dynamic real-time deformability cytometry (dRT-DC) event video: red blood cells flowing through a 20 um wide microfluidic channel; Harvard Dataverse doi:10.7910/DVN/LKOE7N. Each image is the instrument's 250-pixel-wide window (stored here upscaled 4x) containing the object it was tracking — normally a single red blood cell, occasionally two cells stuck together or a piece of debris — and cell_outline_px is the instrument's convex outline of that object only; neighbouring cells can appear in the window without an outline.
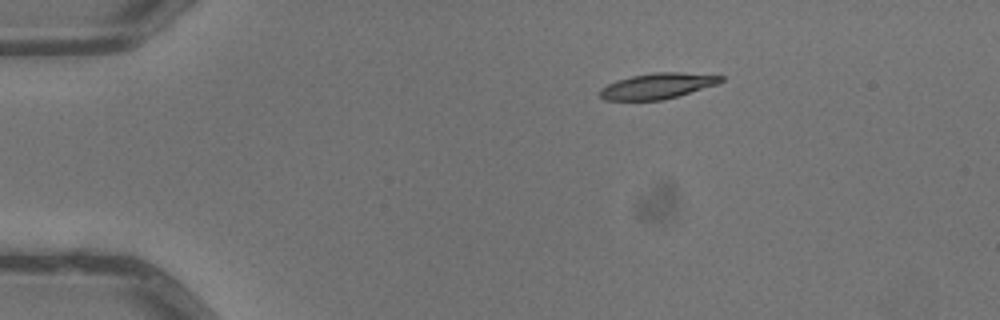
{"species": "common noctule bat (a hibernating species)", "species_latin": "Nyctalus noctula", "temperature_condition": "warm", "stored_images_in_passage": 3, "camera_frame_rate_fps": 3000, "um_per_image_px": 0.085, "animal": {"sex": "male", "body_mass_g": 13.3}, "frame": {"image": 1, "passage_image": 1, "time_ms": 0.0, "image_size_px": [1000, 320], "cell_outline_px": [[724, 80], [716, 84], [676, 96], [660, 100], [604, 100], [600, 96], [600, 88], [616, 80], [632, 76], [656, 72], [680, 72], [724, 76]], "centroid_in_image_um": [55.85, 7.3], "position_along_channel_um": 29.2, "area_um2": 17.8}}
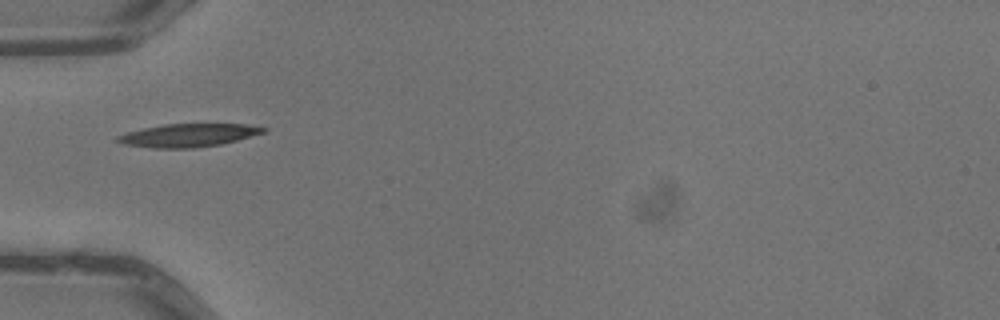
{"frame": {"image": 2, "passage_image": 3, "time_ms": 0.667, "image_size_px": [1000, 320], "cell_outline_px": [[268, 132], [220, 144], [192, 148], [156, 148], [124, 144], [116, 140], [116, 136], [128, 132], [144, 128], [164, 124], [244, 124], [268, 128]], "centroid_in_image_um": [16.04, 11.49], "position_along_channel_um": 69.0, "area_um2": 19.48}}